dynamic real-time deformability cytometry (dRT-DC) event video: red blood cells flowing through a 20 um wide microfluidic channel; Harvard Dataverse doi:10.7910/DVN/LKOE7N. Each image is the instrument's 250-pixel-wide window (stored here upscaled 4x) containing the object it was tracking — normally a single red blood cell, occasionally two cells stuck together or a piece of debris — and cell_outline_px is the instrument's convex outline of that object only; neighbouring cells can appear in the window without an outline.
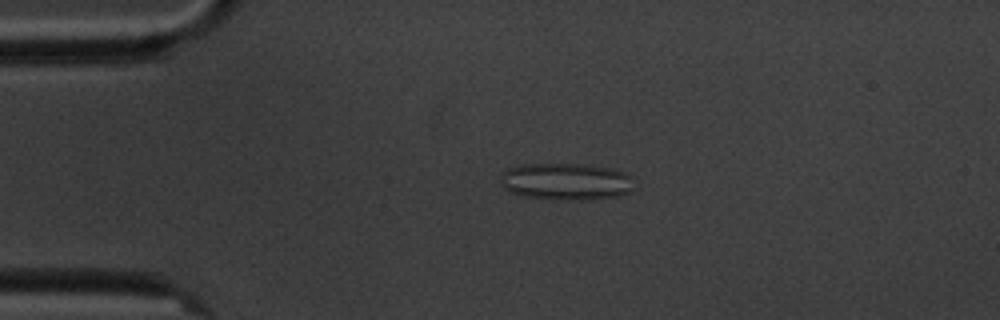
{"species": "common noctule bat (a hibernating species)", "species_latin": "Nyctalus noctula", "temperature_condition": "cold", "stored_images_in_passage": 6, "camera_frame_rate_fps": 3000, "um_per_image_px": 0.085, "animal": {"sex": "male", "body_mass_g": 20.1, "forearm_length_mm": 53.5}, "frame": {"image": 1, "passage_image": 4, "time_ms": 3.667, "image_size_px": [1000, 320], "cell_outline_px": [[632, 192], [620, 196], [588, 200], [552, 200], [524, 196], [508, 192], [500, 184], [500, 176], [508, 168], [524, 164], [588, 164], [616, 168], [632, 176]], "centroid_in_image_um": [48.14, 15.44], "position_along_channel_um": 36.9, "area_um2": 29.54}}
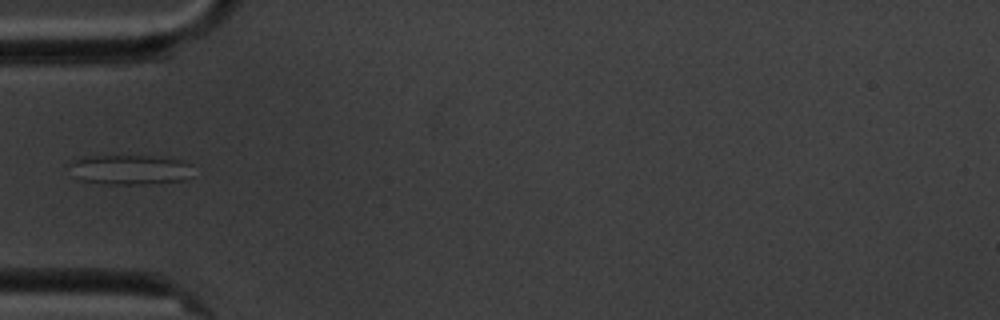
{"frame": {"image": 2, "passage_image": 6, "time_ms": 5.667, "image_size_px": [1000, 320], "cell_outline_px": [[192, 176], [184, 180], [148, 184], [104, 184], [80, 180], [72, 164], [72, 160], [84, 156], [148, 156], [180, 160], [192, 164]], "centroid_in_image_um": [11.13, 14.43], "position_along_channel_um": 73.9, "area_um2": 21.21}}